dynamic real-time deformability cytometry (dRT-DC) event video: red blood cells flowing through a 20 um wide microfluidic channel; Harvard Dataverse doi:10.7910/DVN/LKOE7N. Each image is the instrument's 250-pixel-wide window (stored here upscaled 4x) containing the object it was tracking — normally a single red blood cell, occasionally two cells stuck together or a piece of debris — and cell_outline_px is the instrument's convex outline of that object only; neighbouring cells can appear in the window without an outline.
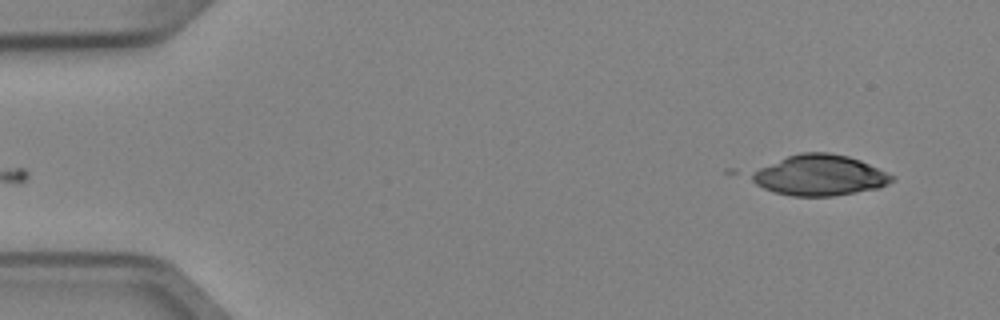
{"species": "Egyptian fruit bat (a non-hibernating species)", "species_latin": "Rousettus aegyptiacus", "temperature_condition": "cold", "stored_images_in_passage": 3, "camera_frame_rate_fps": 3000, "um_per_image_px": 0.085, "animal": {"sex": "female"}, "frame": {"image": 1, "passage_image": 3, "time_ms": 0.667, "image_size_px": [1000, 320], "cell_outline_px": [[896, 180], [880, 188], [832, 196], [792, 196], [772, 192], [756, 184], [752, 180], [752, 172], [760, 168], [788, 156], [800, 152], [828, 152], [848, 156], [860, 160], [896, 176]], "centroid_in_image_um": [69.73, 14.9], "position_along_channel_um": 15.3, "area_um2": 33.18}}